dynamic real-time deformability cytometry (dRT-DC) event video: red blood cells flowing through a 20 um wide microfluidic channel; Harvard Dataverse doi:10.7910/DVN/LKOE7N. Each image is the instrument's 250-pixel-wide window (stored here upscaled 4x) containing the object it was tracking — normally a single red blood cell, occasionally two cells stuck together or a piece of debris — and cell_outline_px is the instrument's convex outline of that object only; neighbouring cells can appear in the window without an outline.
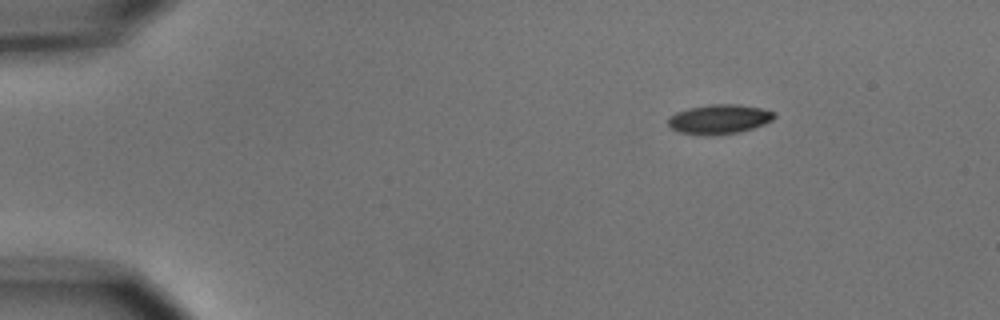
{"species": "common noctule bat (a hibernating species)", "species_latin": "Nyctalus noctula", "temperature_condition": "cold", "stored_images_in_passage": 2, "camera_frame_rate_fps": 3000, "um_per_image_px": 0.085, "animal": {"sex": "male", "body_mass_g": 15.6}, "frame": {"image": 1, "passage_image": 2, "time_ms": 2.0, "image_size_px": [1000, 320], "cell_outline_px": [[776, 116], [772, 120], [764, 124], [740, 132], [716, 136], [704, 136], [680, 132], [668, 128], [668, 120], [676, 112], [688, 108], [712, 104], [736, 104], [760, 108], [776, 112]], "centroid_in_image_um": [61.13, 10.15], "position_along_channel_um": 23.9, "area_um2": 18.44}}